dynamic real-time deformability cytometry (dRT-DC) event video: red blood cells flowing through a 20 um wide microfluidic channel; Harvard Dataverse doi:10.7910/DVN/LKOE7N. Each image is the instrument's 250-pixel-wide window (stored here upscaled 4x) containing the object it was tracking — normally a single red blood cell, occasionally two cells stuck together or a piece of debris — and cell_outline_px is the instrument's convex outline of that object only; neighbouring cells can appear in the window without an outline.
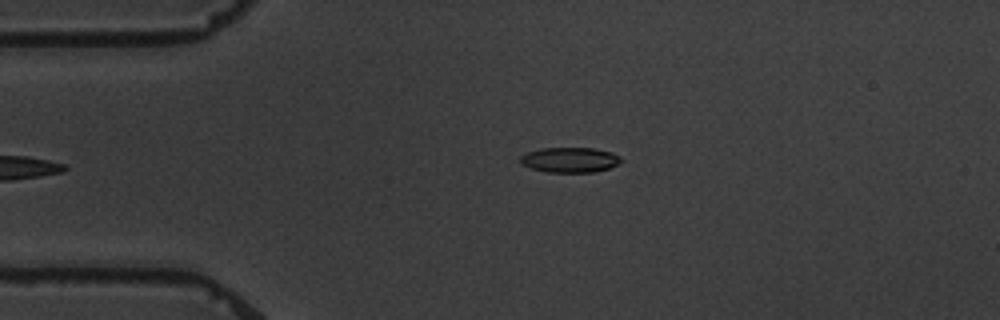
{"species": "common noctule bat (a hibernating species)", "species_latin": "Nyctalus noctula", "temperature_condition": "warm", "stored_images_in_passage": 2, "camera_frame_rate_fps": 3000, "um_per_image_px": 0.085, "animal": {"sex": "male", "body_mass_g": 19.5, "forearm_length_mm": 54.6}, "frame": {"image": 1, "passage_image": 2, "time_ms": 1.333, "image_size_px": [1000, 320], "cell_outline_px": [[624, 160], [608, 168], [592, 172], [548, 172], [532, 168], [520, 164], [520, 156], [528, 152], [544, 148], [592, 148], [612, 152], [620, 156]], "centroid_in_image_um": [48.44, 13.58], "position_along_channel_um": 36.6, "area_um2": 14.62}}